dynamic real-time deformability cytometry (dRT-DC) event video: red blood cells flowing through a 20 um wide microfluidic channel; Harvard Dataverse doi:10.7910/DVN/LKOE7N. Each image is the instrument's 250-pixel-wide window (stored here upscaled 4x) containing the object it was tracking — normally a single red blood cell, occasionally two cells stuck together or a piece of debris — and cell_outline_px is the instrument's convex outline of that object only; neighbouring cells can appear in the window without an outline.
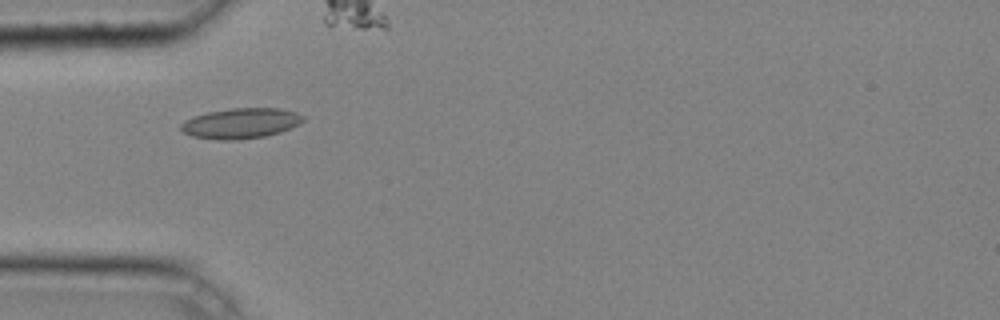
{"species": "common noctule bat (a hibernating species)", "species_latin": "Nyctalus noctula", "temperature_condition": "cold", "stored_images_in_passage": 27, "camera_frame_rate_fps": 3000, "um_per_image_px": 0.085, "animal": {"sex": "male", "body_mass_g": 20.4}, "frame": {"image": 1, "passage_image": 1, "time_ms": 0.0, "image_size_px": [1000, 320], "cell_outline_px": [[304, 120], [300, 124], [280, 132], [264, 136], [236, 140], [220, 140], [192, 136], [184, 132], [180, 128], [180, 124], [184, 120], [192, 116], [208, 112], [232, 108], [280, 108], [296, 112], [304, 116]], "centroid_in_image_um": [20.46, 10.47], "position_along_channel_um": 64.5, "area_um2": 21.68}}
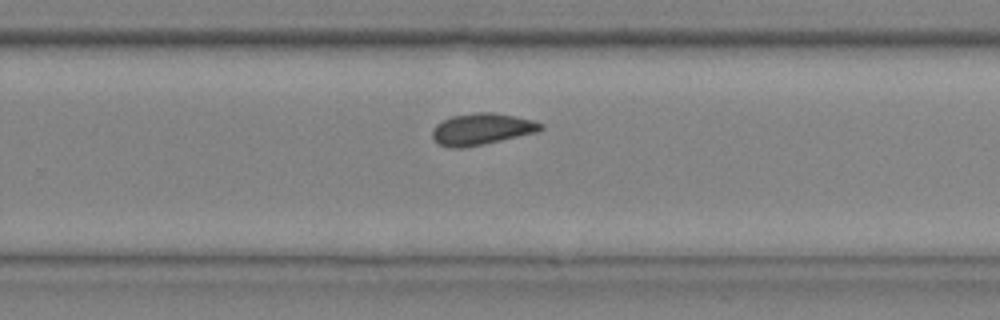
{"frame": {"image": 2, "passage_image": 17, "time_ms": 5.333, "image_size_px": [1000, 320], "cell_outline_px": [[544, 128], [536, 132], [484, 144], [464, 148], [448, 148], [440, 144], [432, 136], [432, 128], [436, 124], [452, 116], [480, 112], [492, 112], [536, 120], [544, 124]], "centroid_in_image_um": [40.96, 10.97], "position_along_channel_um": 288.8, "area_um2": 19.88}}
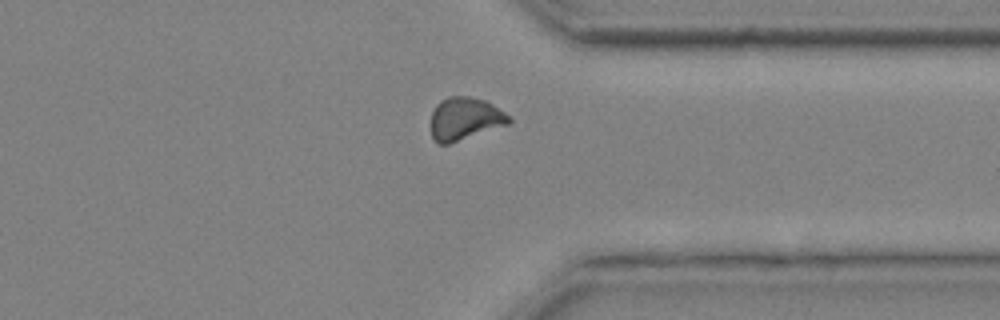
{"frame": {"image": 3, "passage_image": 23, "time_ms": 7.333, "image_size_px": [1000, 320], "cell_outline_px": [[512, 120], [508, 124], [448, 144], [440, 144], [432, 136], [432, 112], [436, 104], [440, 100], [448, 96], [468, 96], [484, 100], [492, 104], [512, 116]], "centroid_in_image_um": [39.53, 10.07], "position_along_channel_um": 371.9, "area_um2": 19.31}, "authors_computed_cell_mechanics": {"area_um2": 19.4208, "velocity_mm_per_s": 4.2277, "shape_relaxation_time_tau1_ms": null, "shape_relaxation_time_tau2_ms": 3.377, "deformation_change_tau1": null, "deformation_change_tau2": 0.0677}}